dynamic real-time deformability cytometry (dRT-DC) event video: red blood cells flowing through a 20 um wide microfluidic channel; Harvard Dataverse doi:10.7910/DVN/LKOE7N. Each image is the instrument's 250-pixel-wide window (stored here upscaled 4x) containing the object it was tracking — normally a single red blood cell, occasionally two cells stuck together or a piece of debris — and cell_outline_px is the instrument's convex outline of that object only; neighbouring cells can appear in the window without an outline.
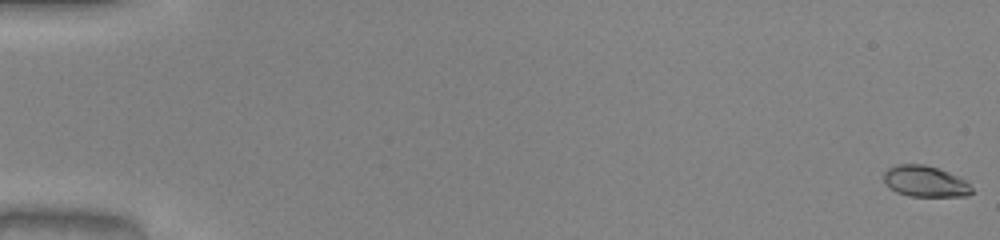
{"species": "common noctule bat (a hibernating species)", "species_latin": "Nyctalus noctula", "temperature_condition": "warm", "stored_images_in_passage": 52, "camera_frame_rate_fps": 3000, "um_per_image_px": 0.085, "animal": {"sex": "male", "body_mass_g": 20.0, "forearm_length_mm": 53.3}, "frame": {"image": 1, "passage_image": 1, "time_ms": 0.0, "image_size_px": [1000, 240], "cell_outline_px": [[972, 192], [968, 196], [908, 196], [896, 192], [884, 180], [884, 172], [888, 168], [896, 164], [924, 164], [948, 172], [968, 180], [972, 188]], "centroid_in_image_um": [78.67, 15.41], "position_along_channel_um": 6.3, "area_um2": 15.95}}
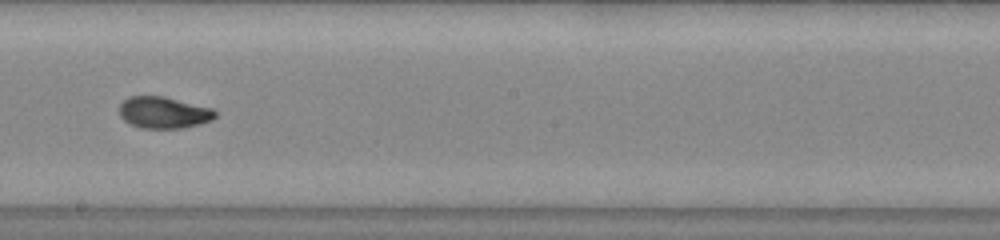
{"frame": {"image": 2, "passage_image": 31, "time_ms": 10.0, "image_size_px": [1000, 240], "cell_outline_px": [[216, 116], [212, 120], [200, 124], [180, 128], [140, 128], [124, 120], [120, 116], [120, 104], [128, 96], [164, 96], [212, 108], [216, 112]], "centroid_in_image_um": [13.91, 9.56], "position_along_channel_um": 234.3, "area_um2": 17.63}}
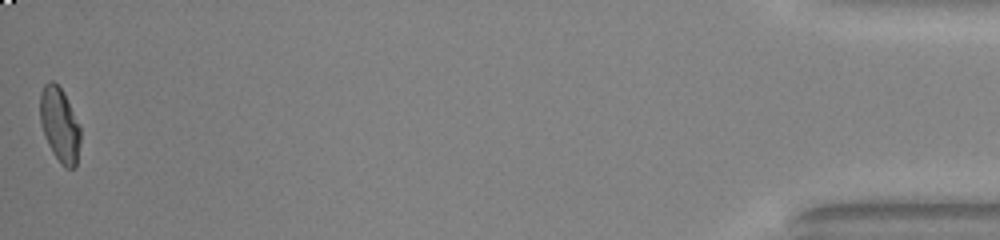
{"frame": {"image": 3, "passage_image": 52, "time_ms": 17.0, "image_size_px": [1000, 240], "cell_outline_px": [[80, 140], [76, 168], [64, 168], [60, 164], [52, 152], [48, 144], [40, 124], [40, 92], [44, 84], [48, 80], [52, 80], [64, 92], [80, 128]], "centroid_in_image_um": [5.06, 10.62], "position_along_channel_um": 430.1, "area_um2": 17.57}, "authors_computed_cell_mechanics": {"area_um2": 17.5423, "velocity_mm_per_s": 4.0946, "shape_relaxation_time_tau1_ms": 3.6913, "shape_relaxation_time_tau2_ms": 0.6784, "deformation_change_tau1": 0.1897, "deformation_change_tau2": 0.0479}}